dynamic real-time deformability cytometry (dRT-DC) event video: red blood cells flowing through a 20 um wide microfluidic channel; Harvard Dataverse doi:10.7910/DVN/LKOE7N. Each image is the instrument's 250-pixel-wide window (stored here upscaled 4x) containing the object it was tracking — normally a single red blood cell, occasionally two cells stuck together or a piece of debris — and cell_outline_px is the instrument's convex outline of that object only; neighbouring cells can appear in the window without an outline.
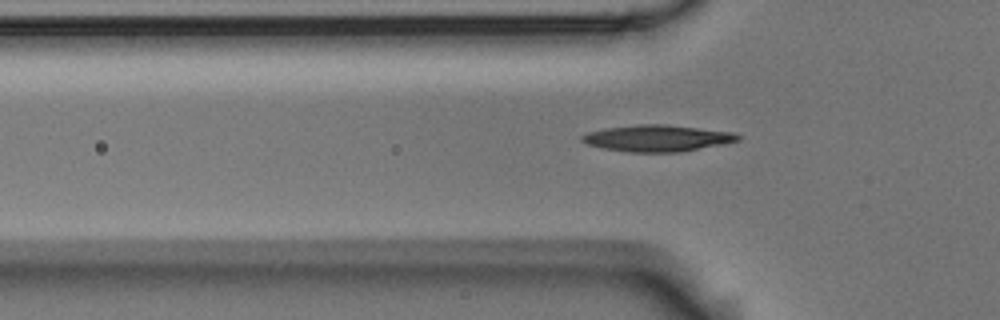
{"species": "Egyptian fruit bat (a non-hibernating species)", "species_latin": "Rousettus aegyptiacus", "temperature_condition": "room temperature", "stored_images_in_passage": 7, "segment_of_instrument_passage": [2, 2], "camera_frame_rate_fps": 3000, "um_per_image_px": 0.085, "animal": {"sex": "male"}, "frame": {"image": 1, "passage_image": 7, "time_ms": 2.0, "image_size_px": [1000, 320], "cell_outline_px": [[740, 140], [724, 144], [680, 152], [628, 152], [604, 148], [588, 144], [580, 140], [580, 136], [588, 132], [604, 128], [640, 124], [664, 124], [732, 132], [740, 136]], "centroid_in_image_um": [55.85, 11.75], "position_along_channel_um": 69.9, "area_um2": 23.99}}